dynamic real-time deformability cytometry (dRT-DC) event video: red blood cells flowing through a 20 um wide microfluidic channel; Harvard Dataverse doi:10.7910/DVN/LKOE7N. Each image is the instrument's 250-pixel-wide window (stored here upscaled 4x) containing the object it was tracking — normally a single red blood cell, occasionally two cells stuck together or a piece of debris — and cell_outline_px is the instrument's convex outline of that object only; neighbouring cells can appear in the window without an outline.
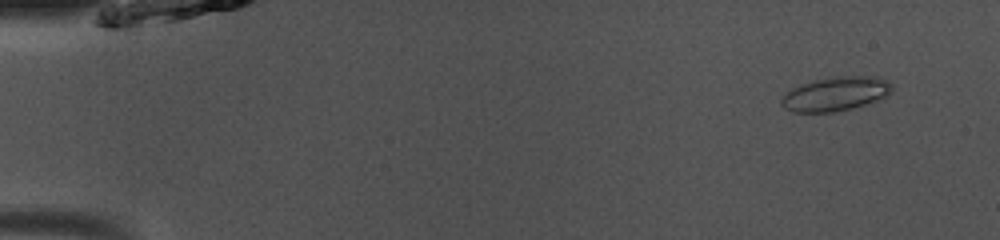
{"species": "common noctule bat (a hibernating species)", "species_latin": "Nyctalus noctula", "temperature_condition": "room temperature", "stored_images_in_passage": 49, "camera_frame_rate_fps": 3000, "um_per_image_px": 0.085, "animal": {"sex": "male", "body_mass_g": 13.0, "forearm_length_mm": 53.1}, "frame": {"image": 1, "passage_image": 4, "time_ms": 1.0, "image_size_px": [1000, 240], "cell_outline_px": [[892, 92], [888, 96], [864, 104], [832, 112], [792, 112], [784, 108], [780, 104], [780, 100], [792, 88], [800, 84], [816, 80], [836, 76], [876, 76], [888, 80], [892, 84]], "centroid_in_image_um": [71.03, 7.97], "position_along_channel_um": 14.0, "area_um2": 21.85}}
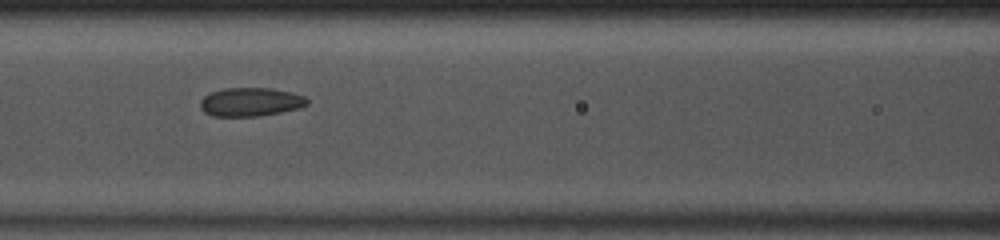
{"frame": {"image": 2, "passage_image": 22, "time_ms": 7.0, "image_size_px": [1000, 240], "cell_outline_px": [[308, 104], [300, 108], [260, 116], [212, 116], [204, 112], [200, 108], [200, 100], [204, 96], [212, 92], [224, 88], [268, 88], [288, 92], [304, 96], [308, 100]], "centroid_in_image_um": [21.27, 8.67], "position_along_channel_um": 145.3, "area_um2": 17.74}}
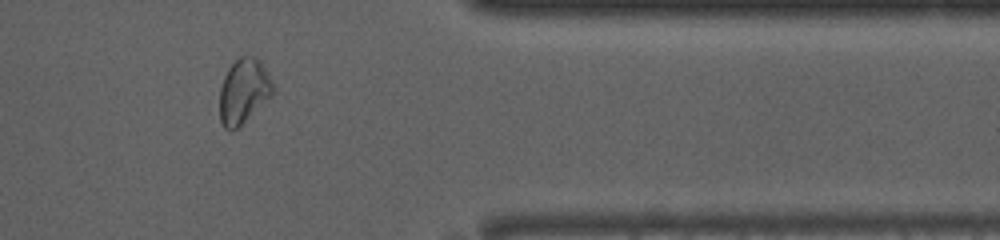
{"frame": {"image": 3, "passage_image": 41, "time_ms": 13.333, "image_size_px": [1000, 240], "cell_outline_px": [[276, 88], [272, 96], [232, 132], [224, 128], [220, 120], [220, 88], [224, 76], [228, 68], [240, 56], [252, 56], [260, 60], [272, 80]], "centroid_in_image_um": [20.72, 7.74], "position_along_channel_um": 390.7, "area_um2": 20.17}, "authors_computed_cell_mechanics": {"area_um2": 18.7272, "velocity_mm_per_s": 4.0895, "shape_relaxation_time_tau1_ms": null, "shape_relaxation_time_tau2_ms": 2.1675, "deformation_change_tau1": null, "deformation_change_tau2": 0.063}}